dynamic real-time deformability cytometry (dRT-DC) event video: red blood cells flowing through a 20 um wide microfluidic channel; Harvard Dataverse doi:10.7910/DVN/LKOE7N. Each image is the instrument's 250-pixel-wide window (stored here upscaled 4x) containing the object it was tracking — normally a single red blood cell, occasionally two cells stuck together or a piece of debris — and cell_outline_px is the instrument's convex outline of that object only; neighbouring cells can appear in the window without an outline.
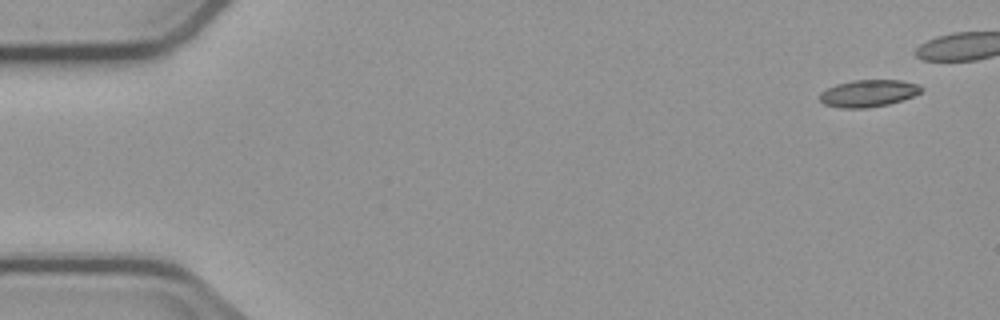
{"species": "common noctule bat (a hibernating species)", "species_latin": "Nyctalus noctula", "temperature_condition": "cold", "stored_images_in_passage": 8, "camera_frame_rate_fps": 3000, "um_per_image_px": 0.085, "animal": {"sex": "male", "body_mass_g": 23.1, "forearm_length_mm": 52.7}, "frame": {"image": 1, "passage_image": 1, "time_ms": 0.0, "image_size_px": [1000, 320], "cell_outline_px": [[924, 88], [920, 92], [912, 96], [888, 104], [868, 108], [840, 108], [824, 104], [820, 100], [820, 92], [836, 84], [852, 80], [900, 80], [916, 84]], "centroid_in_image_um": [73.78, 7.93], "position_along_channel_um": 11.2, "area_um2": 15.9}}
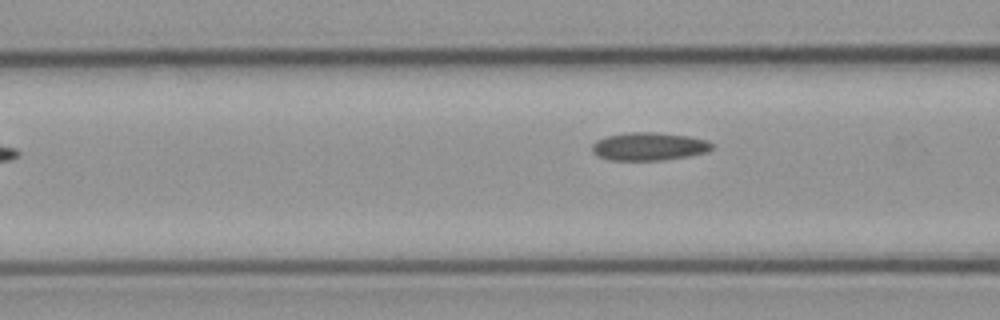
{"frame": {"image": 2, "passage_image": 7, "time_ms": 7.667, "image_size_px": [1000, 320], "cell_outline_px": [[712, 148], [708, 152], [688, 156], [664, 160], [608, 160], [596, 156], [592, 152], [592, 144], [596, 140], [608, 136], [628, 132], [652, 132], [688, 136], [708, 140], [712, 144]], "centroid_in_image_um": [55.14, 12.45], "position_along_channel_um": 111.5, "area_um2": 19.65}}